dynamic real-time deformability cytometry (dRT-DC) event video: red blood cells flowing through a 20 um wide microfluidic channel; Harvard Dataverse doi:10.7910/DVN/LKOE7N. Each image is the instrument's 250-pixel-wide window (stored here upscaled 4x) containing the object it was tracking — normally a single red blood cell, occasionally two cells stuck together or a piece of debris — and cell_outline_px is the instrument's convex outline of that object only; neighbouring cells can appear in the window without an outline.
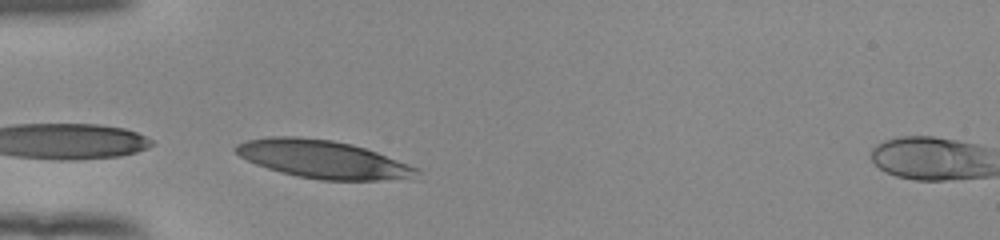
{"species": "human", "species_latin": "Homo sapiens", "temperature_condition": "room temperature", "stored_images_in_passage": 5, "camera_frame_rate_fps": 3000, "um_per_image_px": 0.085, "donor": {"sex": "female"}, "frame": {"image": 1, "passage_image": 1, "time_ms": 0.0, "image_size_px": [1000, 240], "cell_outline_px": [[424, 172], [420, 180], [320, 180], [296, 176], [280, 172], [256, 164], [240, 156], [232, 148], [236, 144], [248, 140], [268, 136], [296, 136], [332, 140], [352, 144], [376, 152], [420, 168]], "centroid_in_image_um": [27.57, 13.56], "position_along_channel_um": 57.4, "area_um2": 40.69}}
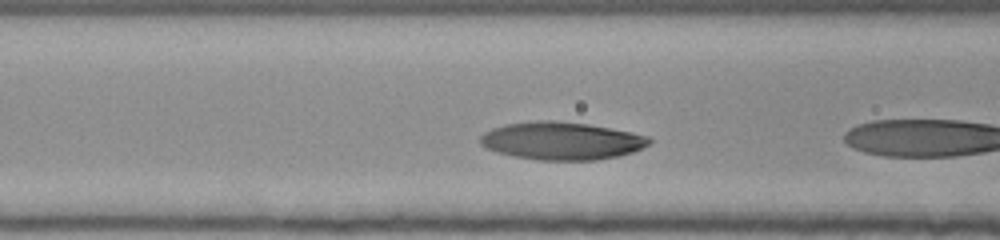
{"frame": {"image": 2, "passage_image": 4, "time_ms": 1.0, "image_size_px": [1000, 240], "cell_outline_px": [[652, 140], [648, 144], [632, 152], [620, 156], [596, 160], [536, 160], [496, 152], [480, 144], [480, 136], [484, 132], [492, 128], [504, 124], [536, 120], [556, 120], [588, 124], [632, 132], [648, 136]], "centroid_in_image_um": [47.72, 11.96], "position_along_channel_um": 118.9, "area_um2": 37.28}}